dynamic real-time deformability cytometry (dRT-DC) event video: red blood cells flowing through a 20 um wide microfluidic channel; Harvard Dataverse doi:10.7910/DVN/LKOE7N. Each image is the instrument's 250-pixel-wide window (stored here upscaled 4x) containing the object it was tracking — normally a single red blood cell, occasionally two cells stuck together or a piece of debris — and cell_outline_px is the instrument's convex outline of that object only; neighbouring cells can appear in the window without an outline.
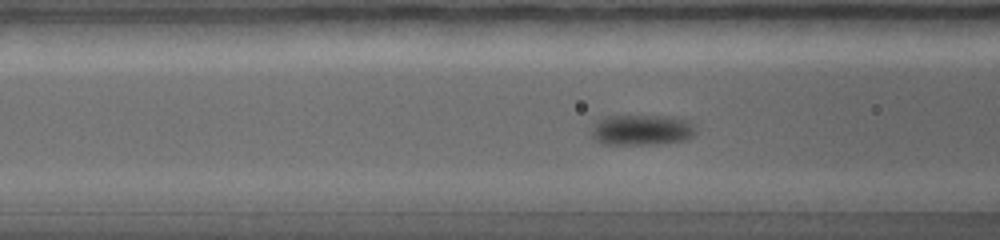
{"species": "common noctule bat (a hibernating species)", "species_latin": "Nyctalus noctula", "temperature_condition": "warm", "stored_images_in_passage": 53, "camera_frame_rate_fps": 5000, "um_per_image_px": 0.085, "animal": {"sex": "female", "body_mass_g": 19.0, "forearm_length_mm": 56.7}, "frame": {"image": 1, "passage_image": 14, "time_ms": 3.6, "image_size_px": [1000, 240], "cell_outline_px": [[688, 136], [680, 140], [644, 144], [604, 144], [596, 140], [596, 128], [604, 120], [616, 116], [636, 116], [672, 120], [688, 128]], "centroid_in_image_um": [54.33, 11.11], "position_along_channel_um": 112.3, "area_um2": 15.55}}
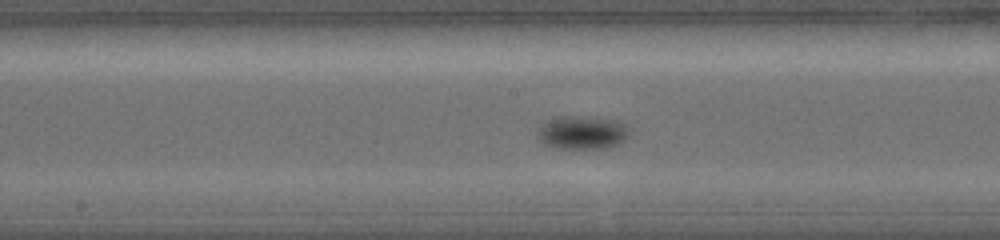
{"frame": {"image": 2, "passage_image": 23, "time_ms": 5.2, "image_size_px": [1000, 240], "cell_outline_px": [[624, 136], [620, 144], [608, 148], [552, 148], [544, 144], [540, 136], [540, 132], [548, 124], [556, 120], [604, 120], [620, 124], [624, 132]], "centroid_in_image_um": [49.49, 11.41], "position_along_channel_um": 198.7, "area_um2": 15.2}}
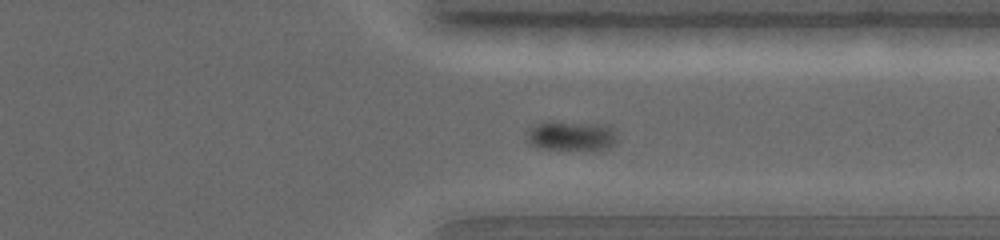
{"frame": {"image": 3, "passage_image": 38, "time_ms": 8.2, "image_size_px": [1000, 240], "cell_outline_px": [[608, 144], [596, 148], [560, 148], [536, 144], [532, 140], [532, 136], [536, 128], [544, 124], [560, 124], [600, 132], [604, 136]], "centroid_in_image_um": [48.25, 11.65], "position_along_channel_um": 363.1, "area_um2": 10.23}}